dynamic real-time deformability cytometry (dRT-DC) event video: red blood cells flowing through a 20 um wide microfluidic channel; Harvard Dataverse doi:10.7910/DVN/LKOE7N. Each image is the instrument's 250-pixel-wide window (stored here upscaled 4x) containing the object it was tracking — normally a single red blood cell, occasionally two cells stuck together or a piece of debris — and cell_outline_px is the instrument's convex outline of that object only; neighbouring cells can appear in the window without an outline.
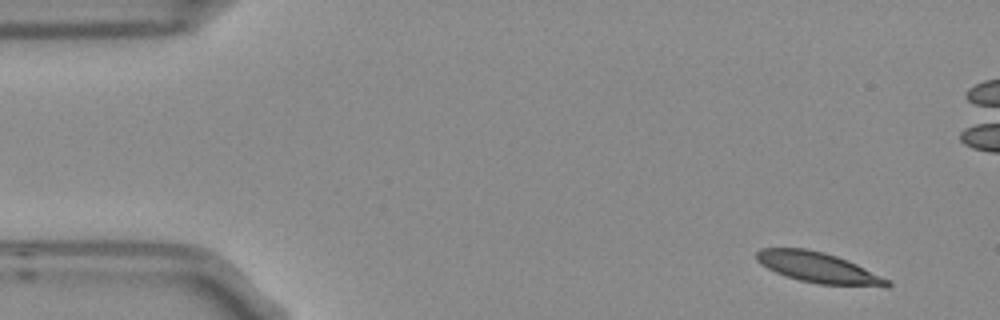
{"species": "Egyptian fruit bat (a non-hibernating species)", "species_latin": "Rousettus aegyptiacus", "temperature_condition": "room temperature", "stored_images_in_passage": 5, "camera_frame_rate_fps": 3000, "um_per_image_px": 0.085, "frame": {"image": 1, "passage_image": 1, "time_ms": 0.0, "image_size_px": [1000, 320], "cell_outline_px": [[892, 284], [888, 288], [884, 288], [816, 284], [784, 276], [760, 264], [756, 260], [756, 252], [760, 248], [808, 248], [824, 252], [848, 260], [888, 280]], "centroid_in_image_um": [69.57, 22.76], "position_along_channel_um": 15.4, "area_um2": 23.52}}